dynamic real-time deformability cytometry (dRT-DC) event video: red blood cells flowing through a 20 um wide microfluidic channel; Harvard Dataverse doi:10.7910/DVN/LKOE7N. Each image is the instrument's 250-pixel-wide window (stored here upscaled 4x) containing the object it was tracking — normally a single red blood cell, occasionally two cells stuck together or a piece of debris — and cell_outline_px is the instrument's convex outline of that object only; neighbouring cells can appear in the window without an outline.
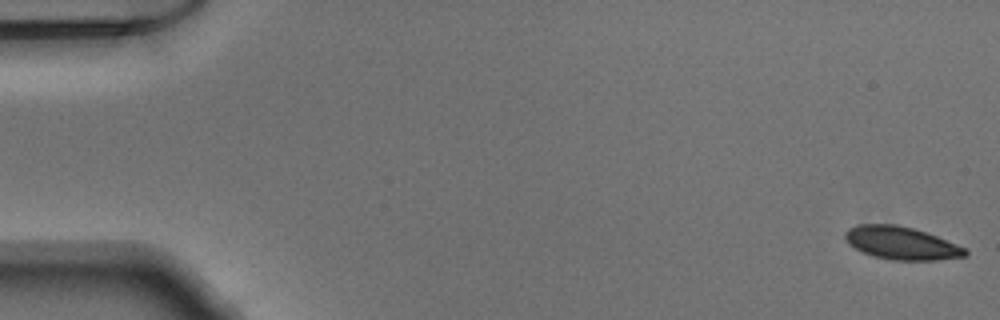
{"species": "Egyptian fruit bat (a non-hibernating species)", "species_latin": "Rousettus aegyptiacus", "temperature_condition": "warm", "stored_images_in_passage": 51, "camera_frame_rate_fps": 3000, "um_per_image_px": 0.085, "animal": {"sex": "male"}, "frame": {"image": 1, "passage_image": 1, "time_ms": 0.0, "image_size_px": [1000, 320], "cell_outline_px": [[968, 256], [936, 260], [892, 260], [872, 256], [860, 252], [848, 244], [844, 240], [844, 232], [848, 228], [856, 224], [896, 224], [912, 228], [936, 236], [968, 248]], "centroid_in_image_um": [76.58, 20.67], "position_along_channel_um": 8.4, "area_um2": 23.35}}
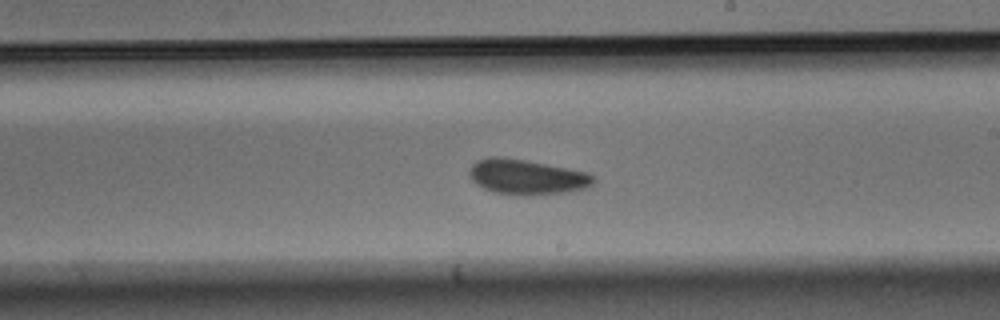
{"frame": {"image": 2, "passage_image": 30, "time_ms": 9.667, "image_size_px": [1000, 320], "cell_outline_px": [[596, 180], [588, 188], [564, 192], [528, 196], [520, 196], [492, 192], [476, 184], [472, 180], [468, 172], [472, 164], [476, 160], [488, 156], [496, 156], [524, 160], [588, 172], [596, 176]], "centroid_in_image_um": [44.76, 15.05], "position_along_channel_um": 244.2, "area_um2": 25.66}}
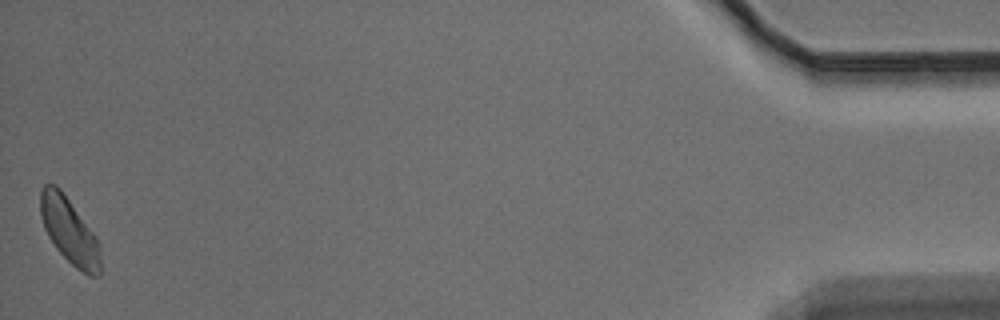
{"frame": {"image": 3, "passage_image": 51, "time_ms": 16.667, "image_size_px": [1000, 320], "cell_outline_px": [[100, 276], [88, 276], [76, 268], [56, 248], [48, 236], [44, 228], [40, 216], [40, 192], [44, 184], [56, 184], [60, 188], [96, 236], [100, 244]], "centroid_in_image_um": [5.89, 19.62], "position_along_channel_um": 429.3, "area_um2": 23.06}}